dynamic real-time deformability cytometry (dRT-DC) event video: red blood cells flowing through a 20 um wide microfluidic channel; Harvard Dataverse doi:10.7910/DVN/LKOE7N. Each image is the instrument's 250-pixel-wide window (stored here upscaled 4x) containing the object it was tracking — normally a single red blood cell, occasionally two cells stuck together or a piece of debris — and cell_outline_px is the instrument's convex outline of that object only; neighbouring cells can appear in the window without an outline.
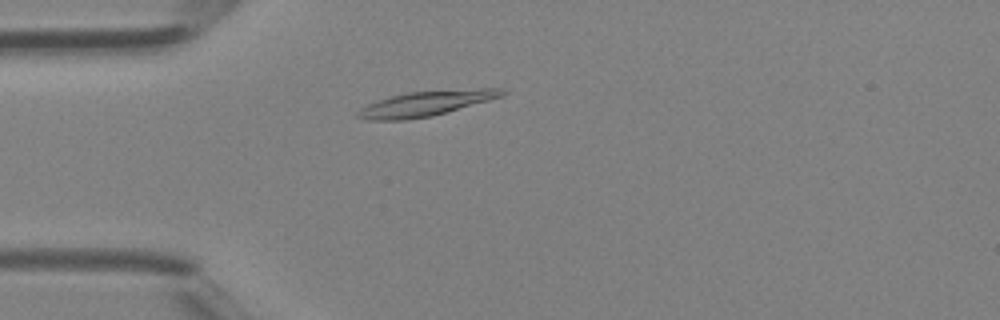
{"species": "Egyptian fruit bat (a non-hibernating species)", "species_latin": "Rousettus aegyptiacus", "temperature_condition": "room temperature", "stored_images_in_passage": 32, "camera_frame_rate_fps": 3000, "um_per_image_px": 0.085, "animal": {"sex": "female"}, "frame": {"image": 1, "passage_image": 1, "time_ms": 0.0, "image_size_px": [1000, 320], "cell_outline_px": [[508, 92], [504, 96], [432, 116], [404, 120], [368, 120], [356, 116], [356, 112], [360, 108], [368, 104], [392, 96], [408, 92], [480, 88], [504, 88]], "centroid_in_image_um": [36.25, 8.79], "position_along_channel_um": 48.8, "area_um2": 20.98}}
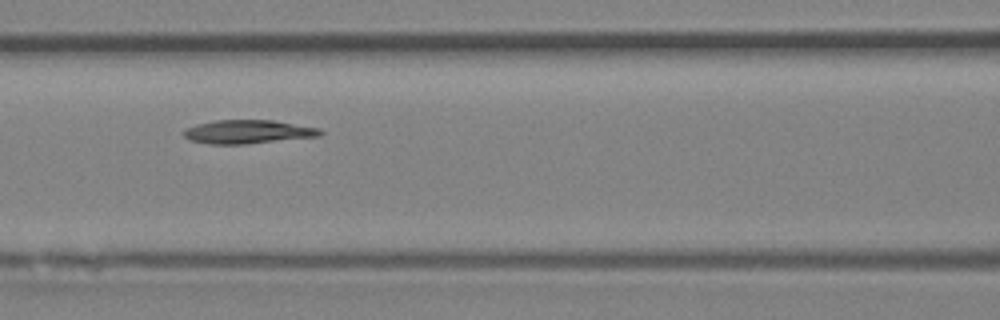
{"frame": {"image": 2, "passage_image": 8, "time_ms": 2.333, "image_size_px": [1000, 320], "cell_outline_px": [[324, 132], [320, 136], [244, 144], [208, 144], [192, 140], [184, 136], [184, 132], [188, 128], [196, 124], [216, 120], [272, 120], [320, 128]], "centroid_in_image_um": [21.11, 11.2], "position_along_channel_um": 145.5, "area_um2": 18.61}}
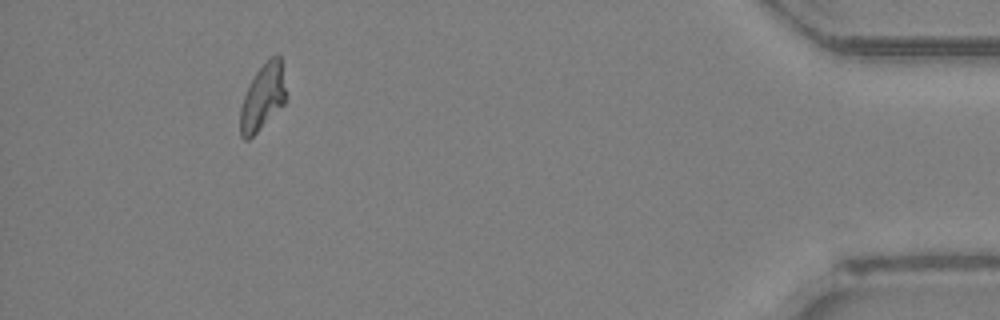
{"frame": {"image": 3, "passage_image": 29, "time_ms": 9.333, "image_size_px": [1000, 320], "cell_outline_px": [[284, 104], [248, 140], [244, 140], [240, 136], [240, 108], [244, 96], [256, 72], [268, 56], [280, 56], [284, 88]], "centroid_in_image_um": [22.29, 8.27], "position_along_channel_um": 412.9, "area_um2": 17.05}}